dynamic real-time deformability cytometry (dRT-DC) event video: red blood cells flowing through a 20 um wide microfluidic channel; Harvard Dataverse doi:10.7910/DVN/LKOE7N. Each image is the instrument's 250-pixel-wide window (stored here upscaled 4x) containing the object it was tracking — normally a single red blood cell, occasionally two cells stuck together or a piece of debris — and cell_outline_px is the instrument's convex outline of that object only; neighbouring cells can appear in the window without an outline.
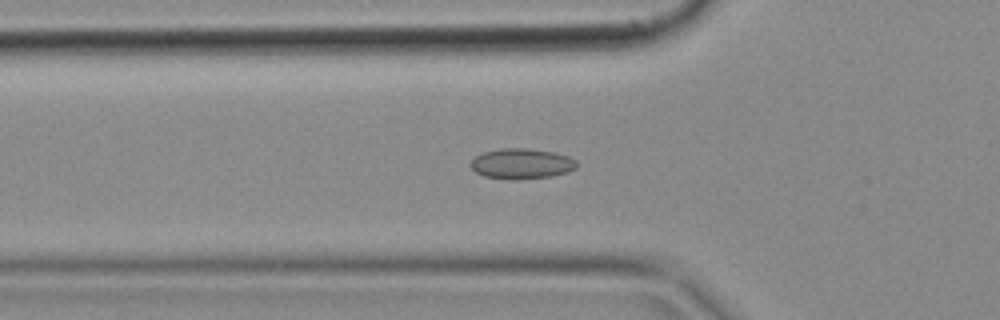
{"species": "common noctule bat (a hibernating species)", "species_latin": "Nyctalus noctula", "temperature_condition": "cold", "stored_images_in_passage": 51, "camera_frame_rate_fps": 3000, "um_per_image_px": 0.085, "animal": {"sex": "female", "body_mass_g": 18.4}, "frame": {"image": 1, "passage_image": 16, "time_ms": 5.0, "image_size_px": [1000, 320], "cell_outline_px": [[580, 164], [576, 168], [568, 172], [552, 176], [516, 180], [508, 180], [484, 176], [476, 172], [472, 168], [472, 160], [476, 156], [484, 152], [500, 148], [528, 148], [556, 152], [568, 156], [576, 160]], "centroid_in_image_um": [44.39, 13.91], "position_along_channel_um": 81.4, "area_um2": 19.02}}
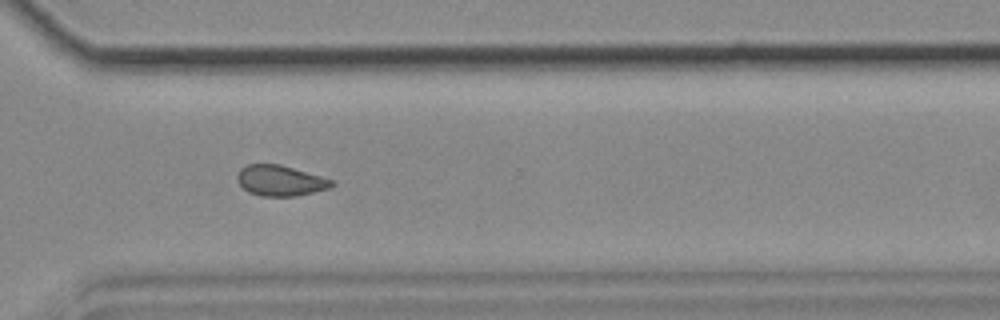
{"frame": {"image": 2, "passage_image": 36, "time_ms": 11.667, "image_size_px": [1000, 320], "cell_outline_px": [[336, 184], [332, 188], [296, 196], [260, 196], [248, 192], [236, 180], [236, 176], [240, 168], [248, 164], [280, 164], [320, 176], [332, 180]], "centroid_in_image_um": [23.82, 15.36], "position_along_channel_um": 346.8, "area_um2": 16.94}}
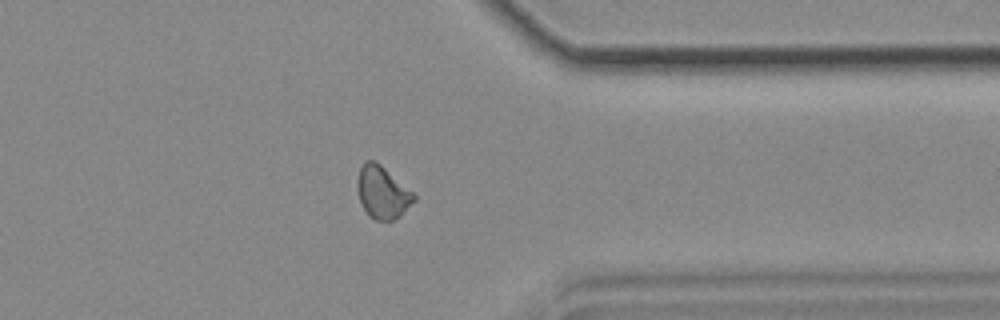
{"frame": {"image": 3, "passage_image": 39, "time_ms": 12.667, "image_size_px": [1000, 320], "cell_outline_px": [[416, 200], [400, 216], [392, 220], [376, 220], [368, 216], [360, 204], [356, 188], [356, 180], [360, 168], [364, 160], [376, 160], [416, 192]], "centroid_in_image_um": [32.51, 16.32], "position_along_channel_um": 378.9, "area_um2": 17.98}}